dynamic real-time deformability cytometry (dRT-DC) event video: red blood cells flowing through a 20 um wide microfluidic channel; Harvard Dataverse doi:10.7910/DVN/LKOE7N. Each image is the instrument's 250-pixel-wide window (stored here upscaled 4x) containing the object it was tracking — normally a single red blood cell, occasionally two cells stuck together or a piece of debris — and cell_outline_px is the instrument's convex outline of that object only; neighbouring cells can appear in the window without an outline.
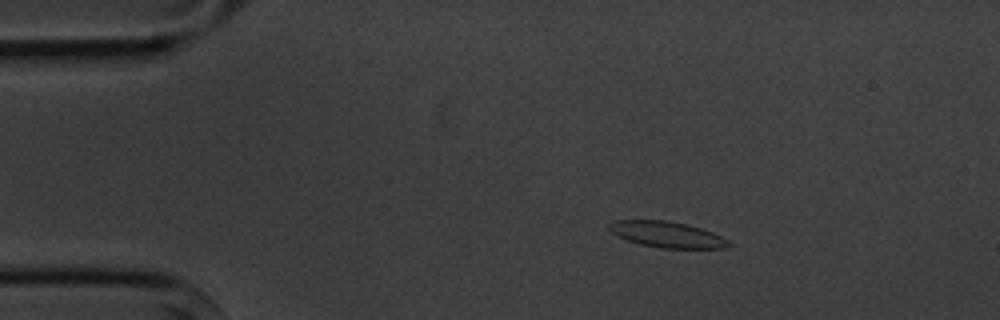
{"species": "common noctule bat (a hibernating species)", "species_latin": "Nyctalus noctula", "temperature_condition": "cold", "stored_images_in_passage": 5, "camera_frame_rate_fps": 3000, "um_per_image_px": 0.085, "animal": {"sex": "male", "body_mass_g": 20.1, "forearm_length_mm": 53.5}, "frame": {"image": 1, "passage_image": 2, "time_ms": 1.333, "image_size_px": [1000, 320], "cell_outline_px": [[732, 244], [724, 248], [660, 248], [640, 244], [616, 236], [608, 228], [608, 224], [616, 220], [668, 220], [700, 228], [712, 232], [728, 240]], "centroid_in_image_um": [56.67, 19.93], "position_along_channel_um": 28.3, "area_um2": 17.98}}
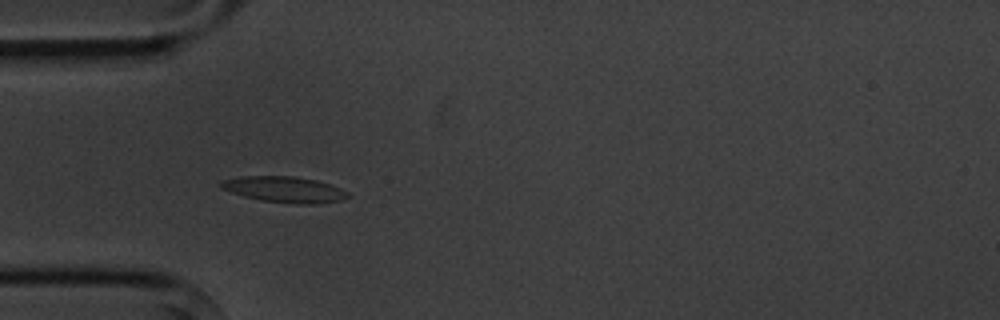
{"frame": {"image": 2, "passage_image": 4, "time_ms": 3.667, "image_size_px": [1000, 320], "cell_outline_px": [[352, 196], [340, 200], [316, 204], [296, 204], [260, 200], [244, 196], [220, 188], [216, 184], [220, 180], [240, 176], [292, 176], [316, 180], [340, 188], [348, 192]], "centroid_in_image_um": [24.13, 16.1], "position_along_channel_um": 60.9, "area_um2": 19.31}}
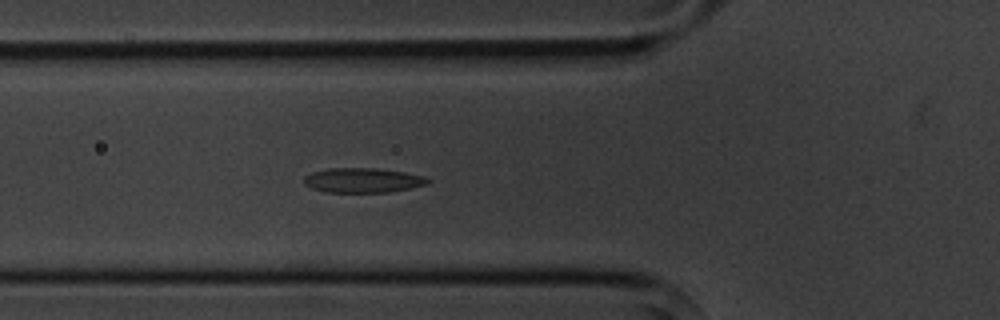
{"frame": {"image": 3, "passage_image": 5, "time_ms": 4.667, "image_size_px": [1000, 320], "cell_outline_px": [[432, 180], [428, 184], [388, 192], [324, 192], [312, 188], [304, 184], [304, 176], [312, 172], [328, 168], [376, 168], [404, 172], [424, 176]], "centroid_in_image_um": [30.82, 15.32], "position_along_channel_um": 95.0, "area_um2": 17.8}}